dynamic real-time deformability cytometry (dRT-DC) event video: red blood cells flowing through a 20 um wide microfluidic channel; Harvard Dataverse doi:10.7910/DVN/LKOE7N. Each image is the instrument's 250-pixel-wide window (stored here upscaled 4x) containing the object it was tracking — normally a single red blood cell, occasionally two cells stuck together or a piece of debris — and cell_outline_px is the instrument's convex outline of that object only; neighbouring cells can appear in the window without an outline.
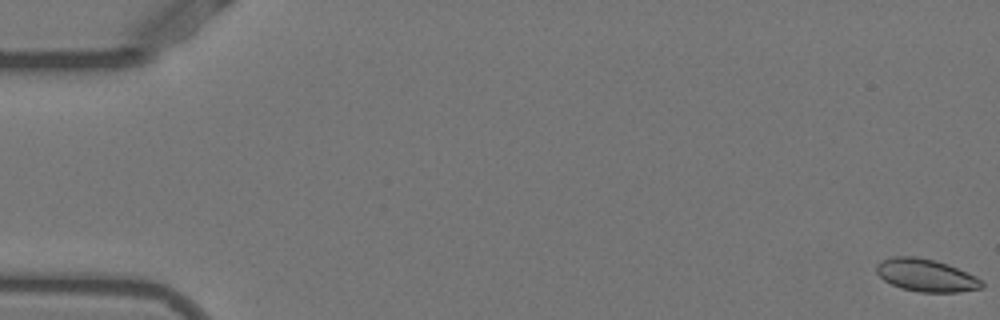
{"species": "Egyptian fruit bat (a non-hibernating species)", "species_latin": "Rousettus aegyptiacus", "temperature_condition": "warm", "stored_images_in_passage": 53, "camera_frame_rate_fps": 3000, "um_per_image_px": 0.085, "animal": {"sex": "female"}, "frame": {"image": 1, "passage_image": 1, "time_ms": 0.0, "image_size_px": [1000, 320], "cell_outline_px": [[984, 288], [960, 292], [920, 292], [900, 288], [884, 280], [876, 272], [876, 264], [880, 260], [892, 256], [916, 256], [936, 260], [948, 264], [976, 276], [984, 284]], "centroid_in_image_um": [78.71, 23.39], "position_along_channel_um": 6.3, "area_um2": 20.23}}
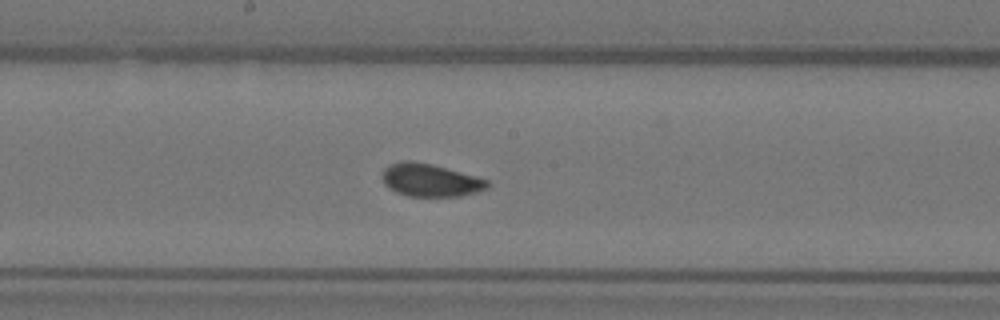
{"frame": {"image": 2, "passage_image": 29, "time_ms": 9.333, "image_size_px": [1000, 320], "cell_outline_px": [[488, 188], [476, 192], [460, 196], [408, 196], [396, 192], [384, 184], [384, 168], [400, 160], [412, 160], [432, 164], [476, 176], [488, 180]], "centroid_in_image_um": [36.58, 15.31], "position_along_channel_um": 211.6, "area_um2": 19.94}}
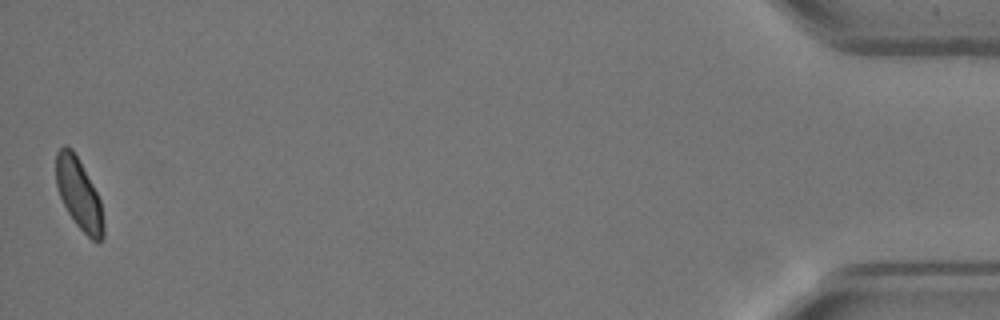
{"frame": {"image": 3, "passage_image": 53, "time_ms": 17.333, "image_size_px": [1000, 320], "cell_outline_px": [[104, 236], [100, 240], [92, 240], [76, 224], [68, 212], [60, 196], [56, 184], [56, 152], [64, 144], [72, 148], [92, 184], [100, 200], [104, 220]], "centroid_in_image_um": [6.7, 16.48], "position_along_channel_um": 428.5, "area_um2": 19.31}, "authors_computed_cell_mechanics": {"area_um2": 20.1722, "velocity_mm_per_s": 3.8594, "shape_relaxation_time_tau1_ms": 5.7049, "shape_relaxation_time_tau2_ms": null, "deformation_change_tau1": 0.1152, "deformation_change_tau2": null}}